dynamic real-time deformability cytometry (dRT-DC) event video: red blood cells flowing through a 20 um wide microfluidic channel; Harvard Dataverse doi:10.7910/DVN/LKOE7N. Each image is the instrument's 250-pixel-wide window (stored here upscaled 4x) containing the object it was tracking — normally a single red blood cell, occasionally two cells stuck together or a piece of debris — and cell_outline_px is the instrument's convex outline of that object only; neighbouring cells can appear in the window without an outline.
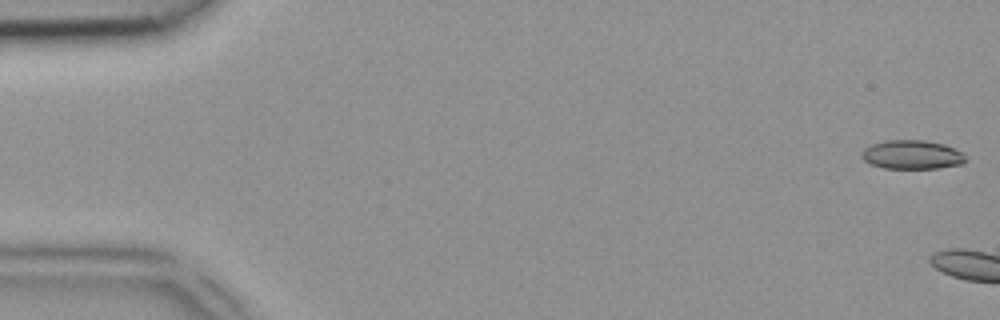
{"species": "common noctule bat (a hibernating species)", "species_latin": "Nyctalus noctula", "temperature_condition": "room temperature", "stored_images_in_passage": 4, "camera_frame_rate_fps": 3000, "um_per_image_px": 0.085, "animal": {"sex": "female", "body_mass_g": 18.4}, "frame": {"image": 1, "passage_image": 1, "time_ms": 0.0, "image_size_px": [1000, 320], "cell_outline_px": [[964, 164], [940, 168], [884, 168], [872, 164], [864, 160], [860, 156], [860, 152], [864, 148], [872, 144], [884, 140], [924, 140], [944, 144], [964, 152]], "centroid_in_image_um": [77.52, 13.14], "position_along_channel_um": 7.5, "area_um2": 17.63}}